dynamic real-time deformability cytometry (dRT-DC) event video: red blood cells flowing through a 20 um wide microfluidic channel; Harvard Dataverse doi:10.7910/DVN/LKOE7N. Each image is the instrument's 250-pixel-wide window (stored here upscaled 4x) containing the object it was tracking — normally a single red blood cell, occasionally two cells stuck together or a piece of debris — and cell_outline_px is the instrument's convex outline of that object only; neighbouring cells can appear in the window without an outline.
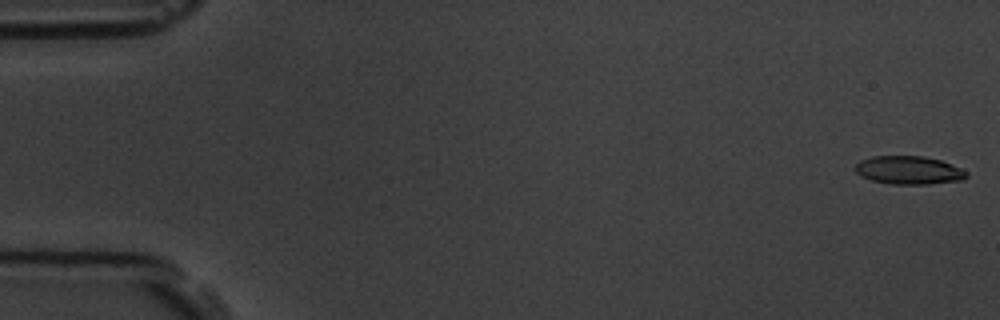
{"species": "common noctule bat (a hibernating species)", "species_latin": "Nyctalus noctula", "temperature_condition": "room temperature", "stored_images_in_passage": 57, "camera_frame_rate_fps": 3000, "um_per_image_px": 0.085, "animal": {"sex": "male", "body_mass_g": 19.5, "forearm_length_mm": 54.6}, "frame": {"image": 1, "passage_image": 1, "time_ms": 0.0, "image_size_px": [1000, 320], "cell_outline_px": [[968, 176], [964, 180], [928, 184], [888, 184], [872, 180], [860, 176], [856, 172], [856, 164], [860, 160], [872, 156], [924, 156], [940, 160], [964, 168], [968, 172]], "centroid_in_image_um": [77.29, 14.47], "position_along_channel_um": 7.7, "area_um2": 18.55}}
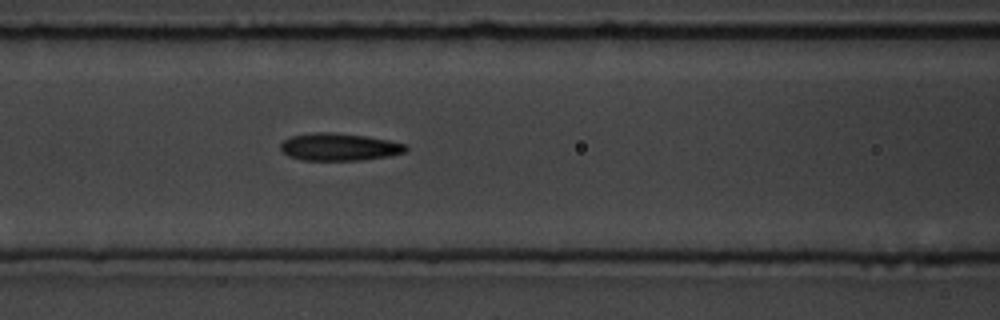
{"frame": {"image": 2, "passage_image": 24, "time_ms": 7.667, "image_size_px": [1000, 320], "cell_outline_px": [[408, 148], [404, 152], [388, 156], [360, 160], [304, 160], [288, 156], [280, 148], [280, 144], [284, 140], [292, 136], [316, 132], [332, 132], [368, 136], [408, 144]], "centroid_in_image_um": [28.85, 12.48], "position_along_channel_um": 137.8, "area_um2": 20.0}}
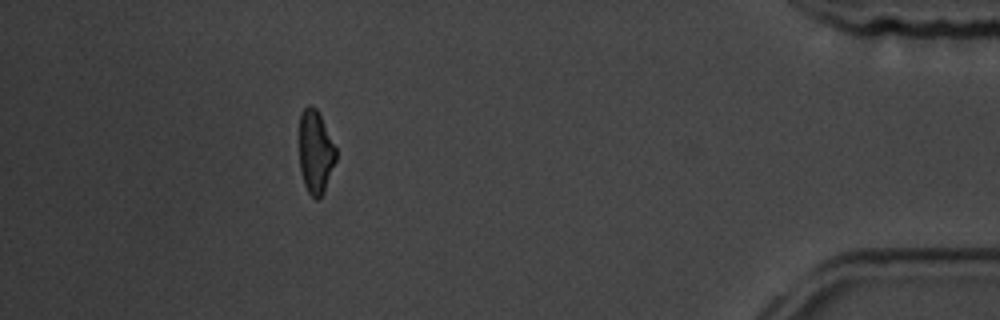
{"frame": {"image": 3, "passage_image": 51, "time_ms": 16.667, "image_size_px": [1000, 320], "cell_outline_px": [[336, 160], [324, 192], [316, 200], [308, 192], [304, 184], [300, 168], [300, 112], [308, 104], [312, 104], [316, 108], [336, 148]], "centroid_in_image_um": [26.81, 12.91], "position_along_channel_um": 408.4, "area_um2": 17.63}, "authors_computed_cell_mechanics": {"area_um2": 19.363, "velocity_mm_per_s": 3.6155, "shape_relaxation_time_tau1_ms": 3.8693, "shape_relaxation_time_tau2_ms": 1.7516, "deformation_change_tau1": 0.1346, "deformation_change_tau2": 0.1028}}